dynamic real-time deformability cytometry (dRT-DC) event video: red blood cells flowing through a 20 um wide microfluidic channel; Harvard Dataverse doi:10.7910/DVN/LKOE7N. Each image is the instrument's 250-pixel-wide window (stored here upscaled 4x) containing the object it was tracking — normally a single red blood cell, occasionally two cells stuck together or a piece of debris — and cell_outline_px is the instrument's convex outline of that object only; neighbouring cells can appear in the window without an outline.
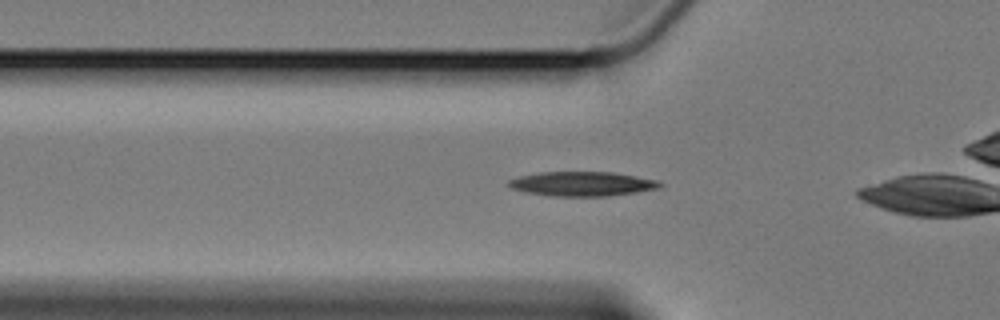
{"species": "Egyptian fruit bat (a non-hibernating species)", "species_latin": "Rousettus aegyptiacus", "temperature_condition": "cold", "stored_images_in_passage": 33, "camera_frame_rate_fps": 3000, "um_per_image_px": 0.085, "animal": {"sex": "female"}, "frame": {"image": 1, "passage_image": 5, "time_ms": 1.333, "image_size_px": [1000, 320], "cell_outline_px": [[664, 184], [660, 188], [636, 192], [608, 196], [552, 196], [528, 192], [512, 188], [508, 184], [508, 180], [520, 176], [540, 172], [612, 172], [636, 176], [656, 180]], "centroid_in_image_um": [49.52, 15.62], "position_along_channel_um": 76.3, "area_um2": 21.39}}
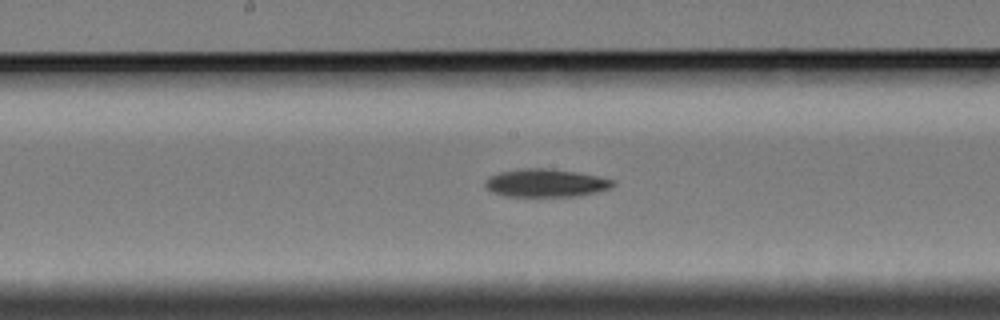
{"frame": {"image": 2, "passage_image": 16, "time_ms": 5.0, "image_size_px": [1000, 320], "cell_outline_px": [[616, 184], [608, 188], [596, 192], [580, 196], [504, 196], [492, 192], [484, 188], [484, 180], [488, 176], [500, 172], [524, 168], [544, 168], [572, 172], [596, 176], [616, 180]], "centroid_in_image_um": [46.33, 15.56], "position_along_channel_um": 201.9, "area_um2": 20.81}}
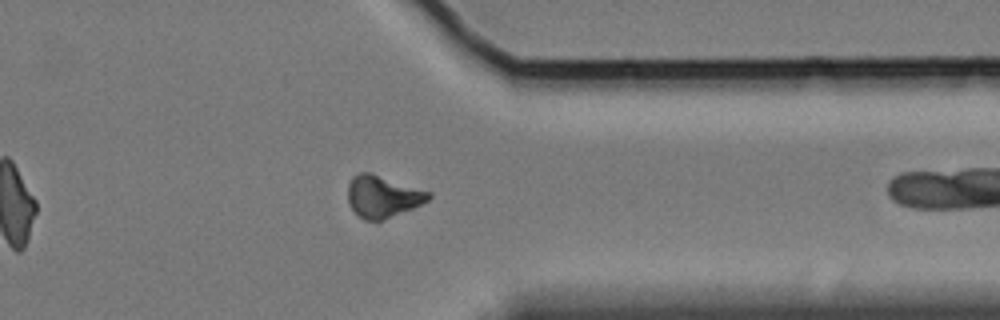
{"frame": {"image": 3, "passage_image": 32, "time_ms": 10.333, "image_size_px": [1000, 320], "cell_outline_px": [[432, 196], [428, 200], [412, 208], [384, 220], [364, 220], [356, 216], [348, 204], [348, 184], [352, 176], [360, 172], [372, 172], [432, 192]], "centroid_in_image_um": [32.5, 16.69], "position_along_channel_um": 378.9, "area_um2": 20.06}}